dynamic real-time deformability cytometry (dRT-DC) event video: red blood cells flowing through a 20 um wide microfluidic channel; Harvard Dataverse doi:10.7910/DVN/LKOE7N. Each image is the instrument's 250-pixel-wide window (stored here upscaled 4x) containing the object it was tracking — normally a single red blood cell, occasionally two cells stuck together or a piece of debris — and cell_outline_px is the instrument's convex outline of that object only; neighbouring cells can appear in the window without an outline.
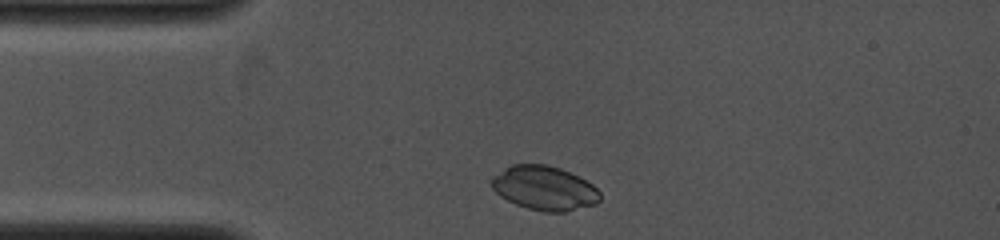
{"species": "common noctule bat (a hibernating species)", "species_latin": "Nyctalus noctula", "temperature_condition": "cold", "stored_images_in_passage": 30, "camera_frame_rate_fps": 4000, "um_per_image_px": 0.085, "animal": {"sex": "female", "body_mass_g": 19.0, "forearm_length_mm": 53.3}, "frame": {"image": 1, "passage_image": 1, "time_ms": 0.0, "image_size_px": [1000, 240], "cell_outline_px": [[600, 200], [596, 204], [564, 212], [544, 212], [528, 208], [516, 204], [500, 196], [492, 188], [492, 176], [504, 168], [512, 164], [548, 164], [560, 168], [592, 184], [600, 192]], "centroid_in_image_um": [46.26, 15.99], "position_along_channel_um": 38.7, "area_um2": 27.8}}
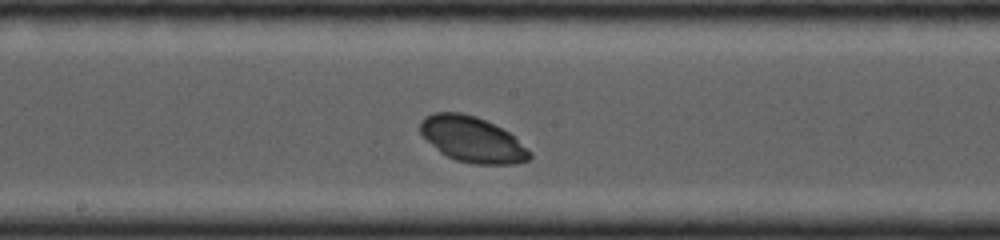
{"frame": {"image": 2, "passage_image": 15, "time_ms": 4.5, "image_size_px": [1000, 240], "cell_outline_px": [[532, 156], [528, 160], [516, 164], [472, 164], [456, 160], [440, 152], [420, 132], [420, 120], [424, 116], [432, 112], [460, 112], [476, 116], [508, 132], [532, 152]], "centroid_in_image_um": [40.14, 11.85], "position_along_channel_um": 208.1, "area_um2": 28.9}}
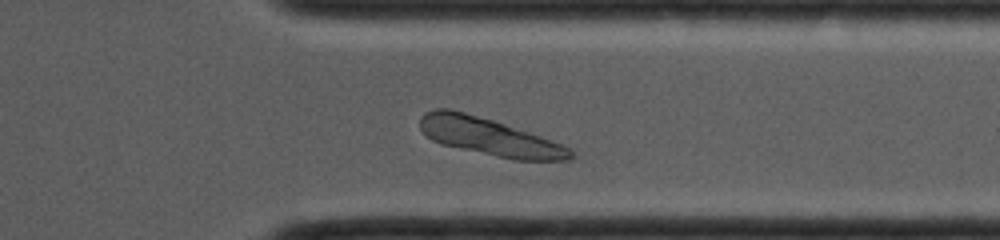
{"frame": {"image": 3, "passage_image": 26, "time_ms": 8.25, "image_size_px": [1000, 240], "cell_outline_px": [[576, 156], [572, 160], [516, 160], [440, 144], [432, 140], [420, 128], [420, 116], [424, 112], [436, 108], [452, 108], [492, 120], [564, 144], [572, 148]], "centroid_in_image_um": [41.62, 11.62], "position_along_channel_um": 369.8, "area_um2": 32.83}}